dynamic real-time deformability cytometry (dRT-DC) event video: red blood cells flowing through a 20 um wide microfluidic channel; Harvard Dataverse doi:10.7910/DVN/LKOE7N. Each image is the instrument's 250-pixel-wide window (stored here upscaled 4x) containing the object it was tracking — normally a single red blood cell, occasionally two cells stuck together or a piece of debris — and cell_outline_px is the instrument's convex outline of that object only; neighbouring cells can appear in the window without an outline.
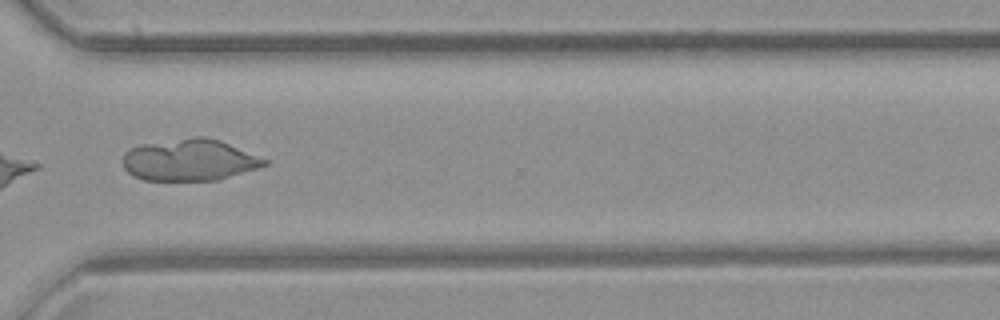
{"species": "common noctule bat (a hibernating species)", "species_latin": "Nyctalus noctula", "temperature_condition": "room temperature", "stored_images_in_passage": 13, "camera_frame_rate_fps": 3000, "um_per_image_px": 0.085, "animal": {"sex": "female", "body_mass_g": 21.9}, "frame": {"image": 1, "passage_image": 10, "time_ms": 11.0, "image_size_px": [1000, 320], "cell_outline_px": [[268, 164], [256, 168], [216, 180], [144, 180], [132, 176], [124, 168], [124, 152], [140, 144], [196, 136], [204, 136], [220, 140], [268, 160]], "centroid_in_image_um": [16.08, 13.59], "position_along_channel_um": 354.5, "area_um2": 34.1}}